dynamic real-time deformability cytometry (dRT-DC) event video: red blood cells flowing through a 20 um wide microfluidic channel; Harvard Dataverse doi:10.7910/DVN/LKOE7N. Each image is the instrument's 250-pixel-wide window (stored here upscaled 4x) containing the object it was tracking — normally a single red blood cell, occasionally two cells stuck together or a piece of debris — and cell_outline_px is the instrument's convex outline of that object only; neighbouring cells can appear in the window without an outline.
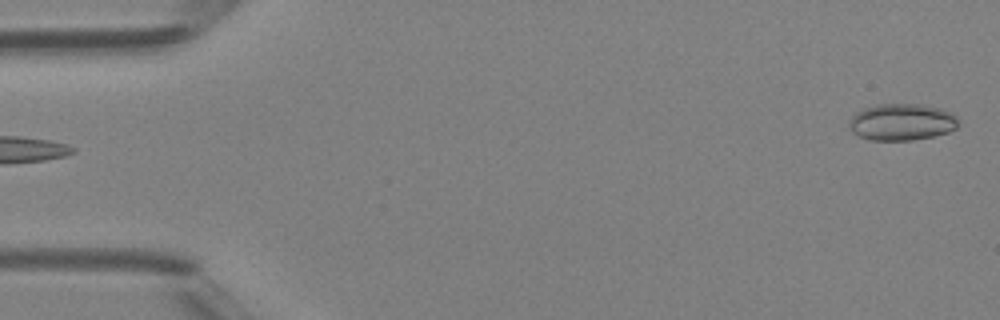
{"species": "Egyptian fruit bat (a non-hibernating species)", "species_latin": "Rousettus aegyptiacus", "temperature_condition": "room temperature", "stored_images_in_passage": 4, "camera_frame_rate_fps": 3000, "um_per_image_px": 0.085, "animal": {"sex": "female"}, "frame": {"image": 1, "passage_image": 4, "time_ms": 3.667, "image_size_px": [1000, 320], "cell_outline_px": [[960, 124], [956, 128], [948, 132], [936, 136], [912, 140], [868, 140], [852, 132], [848, 128], [848, 120], [856, 112], [864, 108], [876, 104], [920, 104], [940, 108], [952, 112], [956, 116]], "centroid_in_image_um": [76.65, 10.37], "position_along_channel_um": 8.4, "area_um2": 23.76}}